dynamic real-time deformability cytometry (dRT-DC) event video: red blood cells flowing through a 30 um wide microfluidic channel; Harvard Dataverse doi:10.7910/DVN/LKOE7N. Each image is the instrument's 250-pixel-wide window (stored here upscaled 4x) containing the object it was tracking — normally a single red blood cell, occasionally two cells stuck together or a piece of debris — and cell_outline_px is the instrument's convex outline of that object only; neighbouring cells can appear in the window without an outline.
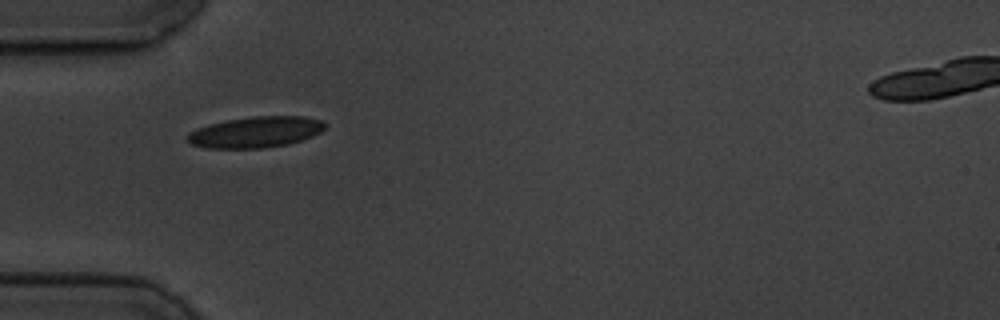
{"species": "common noctule bat (a hibernating species)", "species_latin": "Nyctalus noctula", "temperature_condition": "cold", "stored_images_in_passage": 2, "camera_frame_rate_fps": 3000, "um_per_image_px": 0.085, "animal": {"sex": "male", "body_mass_g": 19.5, "forearm_length_mm": 54.6}, "frame": {"image": 1, "passage_image": 1, "time_ms": 0.0, "image_size_px": [1000, 320], "cell_outline_px": [[328, 124], [320, 132], [312, 136], [288, 144], [260, 148], [204, 148], [192, 144], [188, 140], [188, 132], [196, 128], [208, 124], [228, 120], [252, 116], [304, 116], [320, 120]], "centroid_in_image_um": [21.72, 11.22], "position_along_channel_um": 63.3, "area_um2": 24.8}}
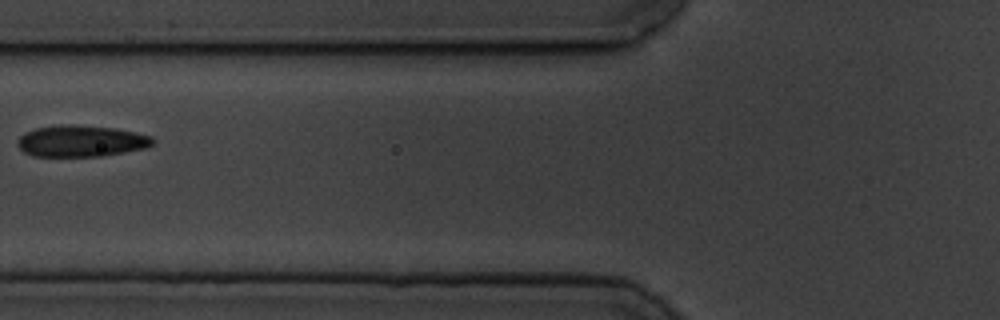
{"frame": {"image": 2, "passage_image": 2, "time_ms": 1.667, "image_size_px": [1000, 320], "cell_outline_px": [[156, 140], [152, 144], [144, 148], [124, 152], [100, 156], [32, 156], [24, 152], [16, 144], [16, 140], [24, 132], [36, 128], [60, 124], [76, 124], [116, 128], [136, 132], [152, 136]], "centroid_in_image_um": [6.87, 11.97], "position_along_channel_um": 118.9, "area_um2": 25.03}}